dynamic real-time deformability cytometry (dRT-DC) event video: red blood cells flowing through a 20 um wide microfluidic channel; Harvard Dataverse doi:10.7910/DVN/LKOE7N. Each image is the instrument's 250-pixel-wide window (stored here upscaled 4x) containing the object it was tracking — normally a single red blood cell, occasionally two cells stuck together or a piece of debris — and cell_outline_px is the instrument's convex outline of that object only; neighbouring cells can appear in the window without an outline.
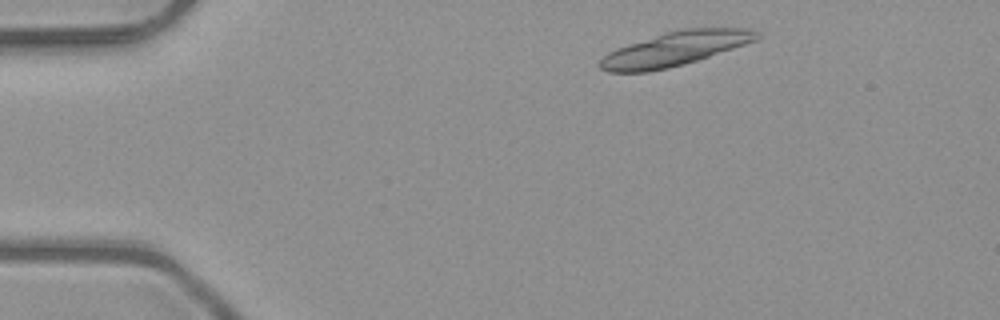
{"species": "common noctule bat (a hibernating species)", "species_latin": "Nyctalus noctula", "temperature_condition": "room temperature", "stored_images_in_passage": 4, "camera_frame_rate_fps": 3000, "um_per_image_px": 0.085, "animal": {"sex": "male", "body_mass_g": 23.1, "forearm_length_mm": 52.7}, "frame": {"image": 1, "passage_image": 1, "time_ms": 0.0, "image_size_px": [1000, 320], "cell_outline_px": [[760, 36], [756, 40], [696, 60], [668, 68], [648, 72], [608, 72], [600, 68], [596, 64], [608, 52], [616, 48], [664, 32], [680, 28], [752, 28], [760, 32]], "centroid_in_image_um": [57.34, 4.14], "position_along_channel_um": 27.7, "area_um2": 31.04}}